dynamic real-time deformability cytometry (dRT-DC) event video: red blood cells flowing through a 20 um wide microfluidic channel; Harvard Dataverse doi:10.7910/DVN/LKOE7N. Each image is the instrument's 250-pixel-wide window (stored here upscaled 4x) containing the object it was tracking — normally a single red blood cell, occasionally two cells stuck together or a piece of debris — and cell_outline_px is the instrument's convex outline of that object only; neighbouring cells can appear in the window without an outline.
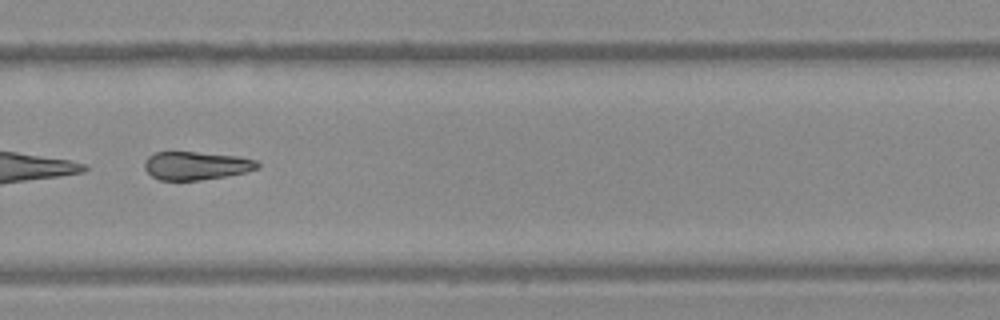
{"species": "Egyptian fruit bat (a non-hibernating species)", "species_latin": "Rousettus aegyptiacus", "temperature_condition": "warm", "stored_images_in_passage": 52, "camera_frame_rate_fps": 3000, "um_per_image_px": 0.085, "frame": {"image": 1, "passage_image": 37, "time_ms": 12.0, "image_size_px": [1000, 320], "cell_outline_px": [[260, 168], [244, 172], [224, 176], [200, 180], [160, 180], [152, 176], [144, 168], [144, 160], [148, 156], [156, 152], [196, 152], [240, 156], [256, 160], [260, 164]], "centroid_in_image_um": [16.67, 14.07], "position_along_channel_um": 313.1, "area_um2": 18.61}}